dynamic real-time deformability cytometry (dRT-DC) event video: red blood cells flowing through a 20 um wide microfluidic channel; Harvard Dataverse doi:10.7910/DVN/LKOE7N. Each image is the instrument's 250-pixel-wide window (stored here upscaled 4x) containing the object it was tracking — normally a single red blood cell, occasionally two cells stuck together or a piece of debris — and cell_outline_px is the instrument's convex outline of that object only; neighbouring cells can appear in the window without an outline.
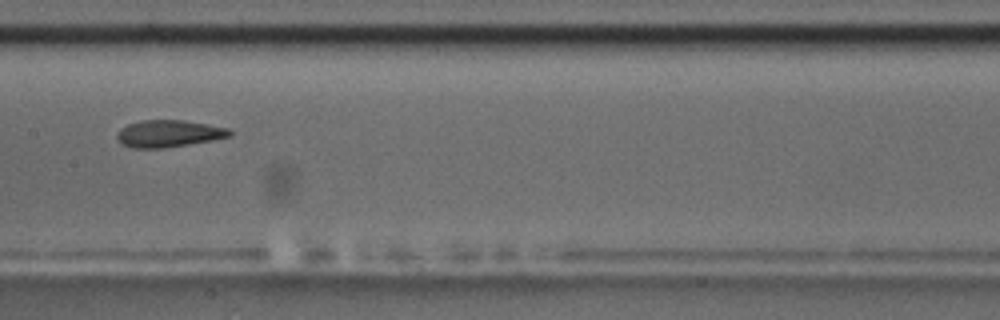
{"species": "common noctule bat (a hibernating species)", "species_latin": "Nyctalus noctula", "temperature_condition": "room temperature", "stored_images_in_passage": 11, "camera_frame_rate_fps": 3000, "um_per_image_px": 0.085, "animal": {"sex": "male", "body_mass_g": 17.5, "forearm_length_mm": 52.3}, "frame": {"image": 1, "passage_image": 4, "time_ms": 3.667, "image_size_px": [1000, 320], "cell_outline_px": [[232, 136], [212, 140], [164, 148], [132, 148], [120, 144], [116, 136], [116, 132], [120, 128], [128, 124], [140, 120], [184, 120], [228, 128], [232, 132]], "centroid_in_image_um": [14.29, 11.35], "position_along_channel_um": 193.1, "area_um2": 17.86}, "authors_computed_cell_mechanics": {"area_um2": 18.207, "velocity_mm_per_s": 3.4996, "shape_relaxation_time_tau1_ms": null, "shape_relaxation_time_tau2_ms": 1.0554, "deformation_change_tau1": null, "deformation_change_tau2": 0.0696}}